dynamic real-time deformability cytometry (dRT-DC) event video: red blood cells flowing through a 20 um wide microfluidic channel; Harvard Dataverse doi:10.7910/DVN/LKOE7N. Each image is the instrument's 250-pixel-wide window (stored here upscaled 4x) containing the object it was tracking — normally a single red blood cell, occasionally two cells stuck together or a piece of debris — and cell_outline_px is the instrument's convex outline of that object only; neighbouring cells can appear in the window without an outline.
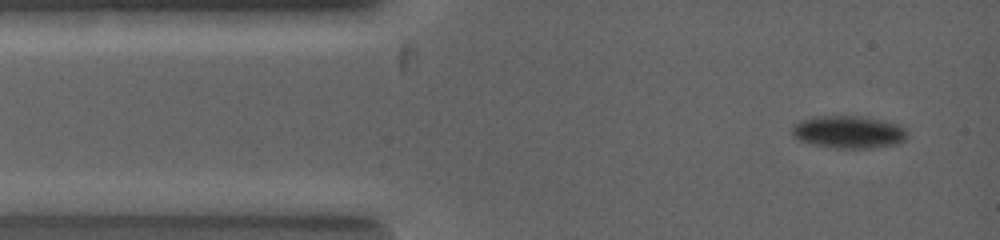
{"species": "common noctule bat (a hibernating species)", "species_latin": "Nyctalus noctula", "temperature_condition": "warm", "stored_images_in_passage": 7, "camera_frame_rate_fps": 5000, "um_per_image_px": 0.085, "animal": {"sex": "female", "body_mass_g": 19.0, "forearm_length_mm": 53.3}, "frame": {"image": 1, "passage_image": 1, "time_ms": 0.0, "image_size_px": [1000, 240], "cell_outline_px": [[908, 136], [904, 140], [896, 144], [868, 148], [836, 148], [816, 144], [800, 140], [792, 132], [792, 128], [800, 120], [816, 116], [860, 116], [880, 120], [896, 124], [904, 128], [908, 132]], "centroid_in_image_um": [72.16, 11.21], "position_along_channel_um": 12.8, "area_um2": 21.44}}